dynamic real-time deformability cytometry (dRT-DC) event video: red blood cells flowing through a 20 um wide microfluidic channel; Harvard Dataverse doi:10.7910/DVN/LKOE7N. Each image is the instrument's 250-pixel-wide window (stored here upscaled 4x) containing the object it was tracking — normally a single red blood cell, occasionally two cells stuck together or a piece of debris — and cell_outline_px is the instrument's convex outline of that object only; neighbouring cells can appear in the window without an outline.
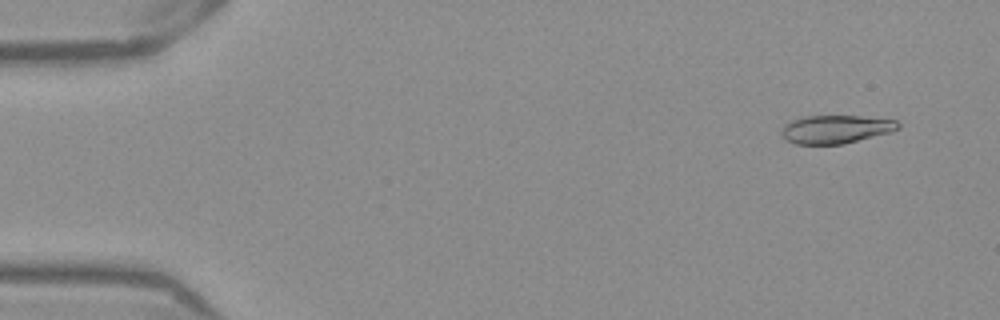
{"species": "Egyptian fruit bat (a non-hibernating species)", "species_latin": "Rousettus aegyptiacus", "temperature_condition": "warm", "stored_images_in_passage": 52, "camera_frame_rate_fps": 3000, "um_per_image_px": 0.085, "frame": {"image": 1, "passage_image": 4, "time_ms": 1.0, "image_size_px": [1000, 320], "cell_outline_px": [[900, 128], [892, 132], [844, 144], [796, 144], [784, 140], [780, 136], [780, 128], [784, 124], [792, 120], [804, 116], [860, 116], [896, 120], [900, 124]], "centroid_in_image_um": [71.0, 10.99], "position_along_channel_um": 14.0, "area_um2": 19.54}}
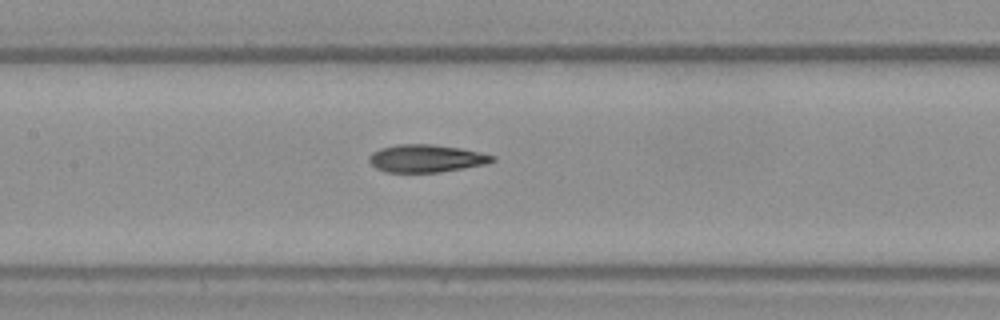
{"frame": {"image": 2, "passage_image": 25, "time_ms": 8.0, "image_size_px": [1000, 320], "cell_outline_px": [[496, 160], [488, 164], [440, 172], [384, 172], [376, 168], [368, 160], [368, 156], [372, 152], [380, 148], [396, 144], [432, 144], [460, 148], [480, 152], [496, 156]], "centroid_in_image_um": [36.23, 13.46], "position_along_channel_um": 171.2, "area_um2": 20.06}}
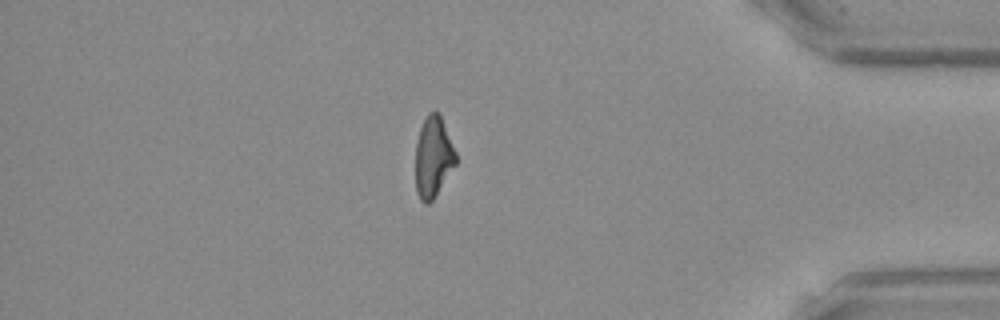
{"frame": {"image": 3, "passage_image": 45, "time_ms": 14.667, "image_size_px": [1000, 320], "cell_outline_px": [[456, 164], [432, 200], [428, 204], [424, 204], [420, 200], [416, 192], [416, 140], [420, 128], [428, 112], [440, 112], [456, 152]], "centroid_in_image_um": [36.82, 13.33], "position_along_channel_um": 398.4, "area_um2": 19.02}}